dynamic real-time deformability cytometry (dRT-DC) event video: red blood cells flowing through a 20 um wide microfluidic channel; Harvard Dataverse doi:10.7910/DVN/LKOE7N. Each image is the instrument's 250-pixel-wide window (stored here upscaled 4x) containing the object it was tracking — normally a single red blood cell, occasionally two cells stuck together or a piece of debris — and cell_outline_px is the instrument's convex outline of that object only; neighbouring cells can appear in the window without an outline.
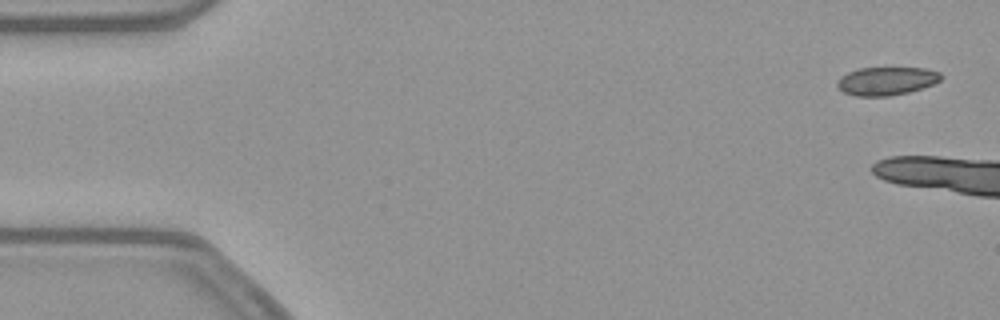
{"species": "common noctule bat (a hibernating species)", "species_latin": "Nyctalus noctula", "temperature_condition": "warm", "stored_images_in_passage": 6, "camera_frame_rate_fps": 3000, "um_per_image_px": 0.085, "animal": {"sex": "female", "body_mass_g": 21.9}, "frame": {"image": 1, "passage_image": 1, "time_ms": 0.0, "image_size_px": [1000, 320], "cell_outline_px": [[944, 76], [940, 80], [924, 88], [908, 92], [888, 96], [856, 96], [844, 92], [836, 84], [836, 80], [840, 76], [848, 72], [860, 68], [924, 68], [940, 72]], "centroid_in_image_um": [75.35, 6.88], "position_along_channel_um": 9.6, "area_um2": 17.11}}